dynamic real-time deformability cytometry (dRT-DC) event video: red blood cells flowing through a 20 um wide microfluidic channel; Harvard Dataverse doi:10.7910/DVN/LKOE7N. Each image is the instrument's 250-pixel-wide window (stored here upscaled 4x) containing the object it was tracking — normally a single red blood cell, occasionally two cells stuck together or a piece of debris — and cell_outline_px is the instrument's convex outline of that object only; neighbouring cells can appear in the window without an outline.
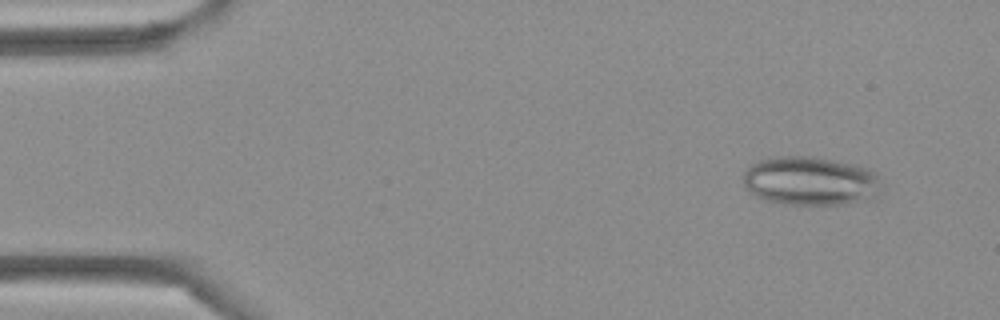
{"species": "Egyptian fruit bat (a non-hibernating species)", "species_latin": "Rousettus aegyptiacus", "temperature_condition": "cold", "stored_images_in_passage": 4, "camera_frame_rate_fps": 3000, "um_per_image_px": 0.085, "frame": {"image": 1, "passage_image": 1, "time_ms": 0.0, "image_size_px": [1000, 320], "cell_outline_px": [[884, 188], [880, 192], [868, 200], [848, 204], [788, 204], [764, 200], [748, 192], [744, 188], [744, 172], [752, 164], [760, 160], [772, 156], [812, 156], [856, 164], [868, 168], [876, 172], [880, 176], [884, 184]], "centroid_in_image_um": [68.94, 15.38], "position_along_channel_um": 16.1, "area_um2": 40.11}}